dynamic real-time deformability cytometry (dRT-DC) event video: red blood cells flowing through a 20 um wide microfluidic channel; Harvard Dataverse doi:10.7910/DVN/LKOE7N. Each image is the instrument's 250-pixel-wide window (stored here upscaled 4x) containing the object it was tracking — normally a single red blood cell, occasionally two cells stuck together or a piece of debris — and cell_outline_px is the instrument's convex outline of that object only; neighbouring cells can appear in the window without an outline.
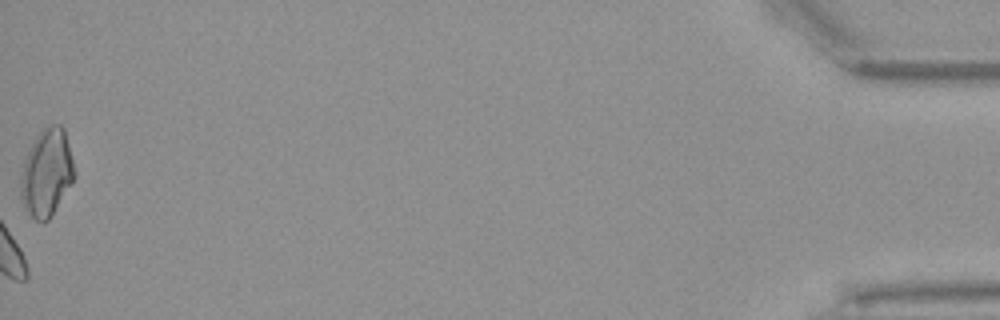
{"species": "Egyptian fruit bat (a non-hibernating species)", "species_latin": "Rousettus aegyptiacus", "temperature_condition": "warm", "stored_images_in_passage": 50, "camera_frame_rate_fps": 3000, "um_per_image_px": 0.085, "animal": {"sex": "female"}, "frame": {"image": 1, "passage_image": 50, "time_ms": 16.333, "image_size_px": [1000, 320], "cell_outline_px": [[76, 176], [48, 220], [36, 220], [32, 216], [20, 196], [20, 176], [24, 160], [32, 140], [48, 124], [60, 124], [64, 128]], "centroid_in_image_um": [3.96, 14.62], "position_along_channel_um": 431.2, "area_um2": 26.93}, "authors_computed_cell_mechanics": {"area_um2": 16.9643, "velocity_mm_per_s": 3.813, "shape_relaxation_time_tau1_ms": null, "shape_relaxation_time_tau2_ms": 3.9789, "deformation_change_tau1": null, "deformation_change_tau2": 0.044}}